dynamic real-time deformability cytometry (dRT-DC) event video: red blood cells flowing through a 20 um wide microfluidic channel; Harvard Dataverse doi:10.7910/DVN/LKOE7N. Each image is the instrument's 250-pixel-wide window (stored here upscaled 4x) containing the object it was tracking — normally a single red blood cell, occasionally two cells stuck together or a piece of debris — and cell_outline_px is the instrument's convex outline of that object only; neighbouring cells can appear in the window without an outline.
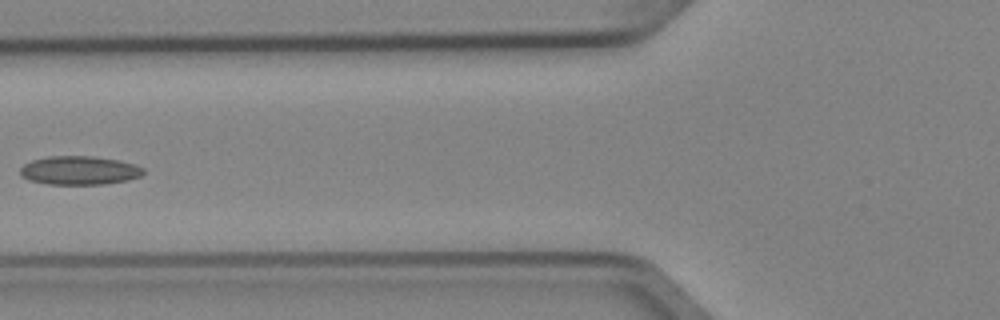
{"species": "Egyptian fruit bat (a non-hibernating species)", "species_latin": "Rousettus aegyptiacus", "temperature_condition": "cold", "stored_images_in_passage": 5, "camera_frame_rate_fps": 3000, "um_per_image_px": 0.085, "animal": {"sex": "female"}, "frame": {"image": 1, "passage_image": 5, "time_ms": 1.333, "image_size_px": [1000, 320], "cell_outline_px": [[144, 172], [140, 176], [128, 180], [104, 184], [48, 184], [28, 180], [20, 176], [20, 168], [24, 164], [32, 160], [48, 156], [92, 156], [116, 160], [132, 164], [144, 168]], "centroid_in_image_um": [6.7, 14.49], "position_along_channel_um": 119.1, "area_um2": 20.52}}